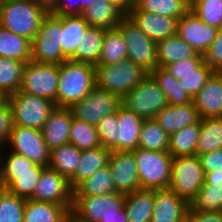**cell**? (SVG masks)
Listing matches in <instances>:
<instances>
[{"mask_svg":"<svg viewBox=\"0 0 222 222\" xmlns=\"http://www.w3.org/2000/svg\"><path fill=\"white\" fill-rule=\"evenodd\" d=\"M134 5H136L140 0H130Z\"/></svg>","mask_w":222,"mask_h":222,"instance_id":"59","label":"cell"},{"mask_svg":"<svg viewBox=\"0 0 222 222\" xmlns=\"http://www.w3.org/2000/svg\"><path fill=\"white\" fill-rule=\"evenodd\" d=\"M149 72L130 59L117 64L95 66V86L122 98Z\"/></svg>","mask_w":222,"mask_h":222,"instance_id":"3","label":"cell"},{"mask_svg":"<svg viewBox=\"0 0 222 222\" xmlns=\"http://www.w3.org/2000/svg\"><path fill=\"white\" fill-rule=\"evenodd\" d=\"M69 213L60 204L26 199L23 222H60Z\"/></svg>","mask_w":222,"mask_h":222,"instance_id":"33","label":"cell"},{"mask_svg":"<svg viewBox=\"0 0 222 222\" xmlns=\"http://www.w3.org/2000/svg\"><path fill=\"white\" fill-rule=\"evenodd\" d=\"M26 62L28 61L0 57V93L5 98L20 90Z\"/></svg>","mask_w":222,"mask_h":222,"instance_id":"40","label":"cell"},{"mask_svg":"<svg viewBox=\"0 0 222 222\" xmlns=\"http://www.w3.org/2000/svg\"><path fill=\"white\" fill-rule=\"evenodd\" d=\"M12 111L13 125L41 130L56 107L49 99L19 90L6 97Z\"/></svg>","mask_w":222,"mask_h":222,"instance_id":"6","label":"cell"},{"mask_svg":"<svg viewBox=\"0 0 222 222\" xmlns=\"http://www.w3.org/2000/svg\"><path fill=\"white\" fill-rule=\"evenodd\" d=\"M167 105L165 93L150 74L121 98V106L143 120L154 119Z\"/></svg>","mask_w":222,"mask_h":222,"instance_id":"5","label":"cell"},{"mask_svg":"<svg viewBox=\"0 0 222 222\" xmlns=\"http://www.w3.org/2000/svg\"><path fill=\"white\" fill-rule=\"evenodd\" d=\"M43 9L50 13L59 3V0H35Z\"/></svg>","mask_w":222,"mask_h":222,"instance_id":"55","label":"cell"},{"mask_svg":"<svg viewBox=\"0 0 222 222\" xmlns=\"http://www.w3.org/2000/svg\"><path fill=\"white\" fill-rule=\"evenodd\" d=\"M6 98L0 93V104H2Z\"/></svg>","mask_w":222,"mask_h":222,"instance_id":"58","label":"cell"},{"mask_svg":"<svg viewBox=\"0 0 222 222\" xmlns=\"http://www.w3.org/2000/svg\"><path fill=\"white\" fill-rule=\"evenodd\" d=\"M186 222H222V211L202 212L192 211L188 208Z\"/></svg>","mask_w":222,"mask_h":222,"instance_id":"51","label":"cell"},{"mask_svg":"<svg viewBox=\"0 0 222 222\" xmlns=\"http://www.w3.org/2000/svg\"><path fill=\"white\" fill-rule=\"evenodd\" d=\"M200 134V121L188 125L169 136V153L171 156H195Z\"/></svg>","mask_w":222,"mask_h":222,"instance_id":"35","label":"cell"},{"mask_svg":"<svg viewBox=\"0 0 222 222\" xmlns=\"http://www.w3.org/2000/svg\"><path fill=\"white\" fill-rule=\"evenodd\" d=\"M167 97L168 105L178 106L192 103L194 98L180 80L175 79L164 67H157L149 73Z\"/></svg>","mask_w":222,"mask_h":222,"instance_id":"32","label":"cell"},{"mask_svg":"<svg viewBox=\"0 0 222 222\" xmlns=\"http://www.w3.org/2000/svg\"><path fill=\"white\" fill-rule=\"evenodd\" d=\"M222 148V118L200 119V134L196 155L210 153Z\"/></svg>","mask_w":222,"mask_h":222,"instance_id":"38","label":"cell"},{"mask_svg":"<svg viewBox=\"0 0 222 222\" xmlns=\"http://www.w3.org/2000/svg\"><path fill=\"white\" fill-rule=\"evenodd\" d=\"M1 1H19V0H1Z\"/></svg>","mask_w":222,"mask_h":222,"instance_id":"61","label":"cell"},{"mask_svg":"<svg viewBox=\"0 0 222 222\" xmlns=\"http://www.w3.org/2000/svg\"><path fill=\"white\" fill-rule=\"evenodd\" d=\"M60 222H73V215L69 213L62 221Z\"/></svg>","mask_w":222,"mask_h":222,"instance_id":"57","label":"cell"},{"mask_svg":"<svg viewBox=\"0 0 222 222\" xmlns=\"http://www.w3.org/2000/svg\"><path fill=\"white\" fill-rule=\"evenodd\" d=\"M188 202L170 189L154 190L151 222H186Z\"/></svg>","mask_w":222,"mask_h":222,"instance_id":"19","label":"cell"},{"mask_svg":"<svg viewBox=\"0 0 222 222\" xmlns=\"http://www.w3.org/2000/svg\"><path fill=\"white\" fill-rule=\"evenodd\" d=\"M190 10L207 25L222 28V0H192Z\"/></svg>","mask_w":222,"mask_h":222,"instance_id":"44","label":"cell"},{"mask_svg":"<svg viewBox=\"0 0 222 222\" xmlns=\"http://www.w3.org/2000/svg\"><path fill=\"white\" fill-rule=\"evenodd\" d=\"M0 57L31 60V41L0 25Z\"/></svg>","mask_w":222,"mask_h":222,"instance_id":"39","label":"cell"},{"mask_svg":"<svg viewBox=\"0 0 222 222\" xmlns=\"http://www.w3.org/2000/svg\"><path fill=\"white\" fill-rule=\"evenodd\" d=\"M138 148L150 151L168 152L169 135L155 119L144 120L141 127Z\"/></svg>","mask_w":222,"mask_h":222,"instance_id":"41","label":"cell"},{"mask_svg":"<svg viewBox=\"0 0 222 222\" xmlns=\"http://www.w3.org/2000/svg\"><path fill=\"white\" fill-rule=\"evenodd\" d=\"M82 16L89 26L112 29L119 25L125 15L109 1L98 0L92 6L87 7Z\"/></svg>","mask_w":222,"mask_h":222,"instance_id":"31","label":"cell"},{"mask_svg":"<svg viewBox=\"0 0 222 222\" xmlns=\"http://www.w3.org/2000/svg\"><path fill=\"white\" fill-rule=\"evenodd\" d=\"M111 151L103 146L82 151L81 159L76 172L69 179V184L74 190L82 181L92 176L100 168L108 165Z\"/></svg>","mask_w":222,"mask_h":222,"instance_id":"27","label":"cell"},{"mask_svg":"<svg viewBox=\"0 0 222 222\" xmlns=\"http://www.w3.org/2000/svg\"><path fill=\"white\" fill-rule=\"evenodd\" d=\"M3 147L0 146V164H1V153H2V149Z\"/></svg>","mask_w":222,"mask_h":222,"instance_id":"60","label":"cell"},{"mask_svg":"<svg viewBox=\"0 0 222 222\" xmlns=\"http://www.w3.org/2000/svg\"><path fill=\"white\" fill-rule=\"evenodd\" d=\"M58 84L59 64L39 63L32 60L25 63L21 91L49 99L56 106Z\"/></svg>","mask_w":222,"mask_h":222,"instance_id":"8","label":"cell"},{"mask_svg":"<svg viewBox=\"0 0 222 222\" xmlns=\"http://www.w3.org/2000/svg\"><path fill=\"white\" fill-rule=\"evenodd\" d=\"M201 119L222 116V72H213L194 97Z\"/></svg>","mask_w":222,"mask_h":222,"instance_id":"20","label":"cell"},{"mask_svg":"<svg viewBox=\"0 0 222 222\" xmlns=\"http://www.w3.org/2000/svg\"><path fill=\"white\" fill-rule=\"evenodd\" d=\"M127 59V46L118 27L106 29L102 51L97 65L117 64Z\"/></svg>","mask_w":222,"mask_h":222,"instance_id":"37","label":"cell"},{"mask_svg":"<svg viewBox=\"0 0 222 222\" xmlns=\"http://www.w3.org/2000/svg\"><path fill=\"white\" fill-rule=\"evenodd\" d=\"M204 59L214 72H222V28L218 30Z\"/></svg>","mask_w":222,"mask_h":222,"instance_id":"48","label":"cell"},{"mask_svg":"<svg viewBox=\"0 0 222 222\" xmlns=\"http://www.w3.org/2000/svg\"><path fill=\"white\" fill-rule=\"evenodd\" d=\"M88 27L89 24L82 15L62 16L61 51L67 60L74 55L76 48L81 44Z\"/></svg>","mask_w":222,"mask_h":222,"instance_id":"30","label":"cell"},{"mask_svg":"<svg viewBox=\"0 0 222 222\" xmlns=\"http://www.w3.org/2000/svg\"><path fill=\"white\" fill-rule=\"evenodd\" d=\"M143 121L141 117L123 106L118 108L116 151H133L138 148Z\"/></svg>","mask_w":222,"mask_h":222,"instance_id":"24","label":"cell"},{"mask_svg":"<svg viewBox=\"0 0 222 222\" xmlns=\"http://www.w3.org/2000/svg\"><path fill=\"white\" fill-rule=\"evenodd\" d=\"M108 165L117 192L128 194L141 189L132 151H111Z\"/></svg>","mask_w":222,"mask_h":222,"instance_id":"17","label":"cell"},{"mask_svg":"<svg viewBox=\"0 0 222 222\" xmlns=\"http://www.w3.org/2000/svg\"><path fill=\"white\" fill-rule=\"evenodd\" d=\"M117 192L109 165L97 169L92 176L82 181L74 190L73 195H108Z\"/></svg>","mask_w":222,"mask_h":222,"instance_id":"36","label":"cell"},{"mask_svg":"<svg viewBox=\"0 0 222 222\" xmlns=\"http://www.w3.org/2000/svg\"><path fill=\"white\" fill-rule=\"evenodd\" d=\"M25 202L0 186V222H23Z\"/></svg>","mask_w":222,"mask_h":222,"instance_id":"45","label":"cell"},{"mask_svg":"<svg viewBox=\"0 0 222 222\" xmlns=\"http://www.w3.org/2000/svg\"><path fill=\"white\" fill-rule=\"evenodd\" d=\"M170 136L180 129L198 123L200 116L194 102L185 105H167L154 118Z\"/></svg>","mask_w":222,"mask_h":222,"instance_id":"22","label":"cell"},{"mask_svg":"<svg viewBox=\"0 0 222 222\" xmlns=\"http://www.w3.org/2000/svg\"><path fill=\"white\" fill-rule=\"evenodd\" d=\"M62 16L48 13L31 41V60L61 64L67 60L61 51Z\"/></svg>","mask_w":222,"mask_h":222,"instance_id":"7","label":"cell"},{"mask_svg":"<svg viewBox=\"0 0 222 222\" xmlns=\"http://www.w3.org/2000/svg\"><path fill=\"white\" fill-rule=\"evenodd\" d=\"M98 0H79V15L83 14V11L93 4L96 3Z\"/></svg>","mask_w":222,"mask_h":222,"instance_id":"56","label":"cell"},{"mask_svg":"<svg viewBox=\"0 0 222 222\" xmlns=\"http://www.w3.org/2000/svg\"><path fill=\"white\" fill-rule=\"evenodd\" d=\"M114 6H116L124 15L131 10L134 4L130 0H107Z\"/></svg>","mask_w":222,"mask_h":222,"instance_id":"53","label":"cell"},{"mask_svg":"<svg viewBox=\"0 0 222 222\" xmlns=\"http://www.w3.org/2000/svg\"><path fill=\"white\" fill-rule=\"evenodd\" d=\"M125 194L115 192L108 195H73L70 213L79 222H100L110 215H119L124 207Z\"/></svg>","mask_w":222,"mask_h":222,"instance_id":"10","label":"cell"},{"mask_svg":"<svg viewBox=\"0 0 222 222\" xmlns=\"http://www.w3.org/2000/svg\"><path fill=\"white\" fill-rule=\"evenodd\" d=\"M154 190L140 189L125 194L124 209L128 222H151Z\"/></svg>","mask_w":222,"mask_h":222,"instance_id":"28","label":"cell"},{"mask_svg":"<svg viewBox=\"0 0 222 222\" xmlns=\"http://www.w3.org/2000/svg\"><path fill=\"white\" fill-rule=\"evenodd\" d=\"M134 153L141 189H168L171 182L172 159L169 152L137 148Z\"/></svg>","mask_w":222,"mask_h":222,"instance_id":"4","label":"cell"},{"mask_svg":"<svg viewBox=\"0 0 222 222\" xmlns=\"http://www.w3.org/2000/svg\"><path fill=\"white\" fill-rule=\"evenodd\" d=\"M194 98L214 72L204 58H187L164 67Z\"/></svg>","mask_w":222,"mask_h":222,"instance_id":"15","label":"cell"},{"mask_svg":"<svg viewBox=\"0 0 222 222\" xmlns=\"http://www.w3.org/2000/svg\"><path fill=\"white\" fill-rule=\"evenodd\" d=\"M188 204L192 211H222V174H205L204 184Z\"/></svg>","mask_w":222,"mask_h":222,"instance_id":"23","label":"cell"},{"mask_svg":"<svg viewBox=\"0 0 222 222\" xmlns=\"http://www.w3.org/2000/svg\"><path fill=\"white\" fill-rule=\"evenodd\" d=\"M124 36L127 46V59L151 72L158 67L157 43L148 38L134 23L125 15L117 26Z\"/></svg>","mask_w":222,"mask_h":222,"instance_id":"11","label":"cell"},{"mask_svg":"<svg viewBox=\"0 0 222 222\" xmlns=\"http://www.w3.org/2000/svg\"><path fill=\"white\" fill-rule=\"evenodd\" d=\"M105 33V28L89 26L82 37L81 44L69 60L97 66Z\"/></svg>","mask_w":222,"mask_h":222,"instance_id":"29","label":"cell"},{"mask_svg":"<svg viewBox=\"0 0 222 222\" xmlns=\"http://www.w3.org/2000/svg\"><path fill=\"white\" fill-rule=\"evenodd\" d=\"M44 169L45 167L35 164L33 172L0 173V186L18 197L29 199Z\"/></svg>","mask_w":222,"mask_h":222,"instance_id":"26","label":"cell"},{"mask_svg":"<svg viewBox=\"0 0 222 222\" xmlns=\"http://www.w3.org/2000/svg\"><path fill=\"white\" fill-rule=\"evenodd\" d=\"M13 127L12 111L9 103L5 100L0 104V146L5 148L9 134Z\"/></svg>","mask_w":222,"mask_h":222,"instance_id":"50","label":"cell"},{"mask_svg":"<svg viewBox=\"0 0 222 222\" xmlns=\"http://www.w3.org/2000/svg\"><path fill=\"white\" fill-rule=\"evenodd\" d=\"M120 106L121 98L118 95L95 86L89 94L69 109L73 118L96 126L104 116L116 112Z\"/></svg>","mask_w":222,"mask_h":222,"instance_id":"12","label":"cell"},{"mask_svg":"<svg viewBox=\"0 0 222 222\" xmlns=\"http://www.w3.org/2000/svg\"><path fill=\"white\" fill-rule=\"evenodd\" d=\"M134 6L140 11L169 16L178 20L190 9V3L187 0H140Z\"/></svg>","mask_w":222,"mask_h":222,"instance_id":"42","label":"cell"},{"mask_svg":"<svg viewBox=\"0 0 222 222\" xmlns=\"http://www.w3.org/2000/svg\"><path fill=\"white\" fill-rule=\"evenodd\" d=\"M81 156L82 151L73 144L61 145L50 150L48 167L69 180L76 172Z\"/></svg>","mask_w":222,"mask_h":222,"instance_id":"34","label":"cell"},{"mask_svg":"<svg viewBox=\"0 0 222 222\" xmlns=\"http://www.w3.org/2000/svg\"><path fill=\"white\" fill-rule=\"evenodd\" d=\"M205 174H222V148L198 156Z\"/></svg>","mask_w":222,"mask_h":222,"instance_id":"49","label":"cell"},{"mask_svg":"<svg viewBox=\"0 0 222 222\" xmlns=\"http://www.w3.org/2000/svg\"><path fill=\"white\" fill-rule=\"evenodd\" d=\"M47 14L35 0L0 1V25L30 41Z\"/></svg>","mask_w":222,"mask_h":222,"instance_id":"2","label":"cell"},{"mask_svg":"<svg viewBox=\"0 0 222 222\" xmlns=\"http://www.w3.org/2000/svg\"><path fill=\"white\" fill-rule=\"evenodd\" d=\"M72 119L73 115L69 108L55 107L51 111L41 129L44 142L49 150L69 143Z\"/></svg>","mask_w":222,"mask_h":222,"instance_id":"21","label":"cell"},{"mask_svg":"<svg viewBox=\"0 0 222 222\" xmlns=\"http://www.w3.org/2000/svg\"><path fill=\"white\" fill-rule=\"evenodd\" d=\"M118 126V110L104 116L96 125L101 146L116 151V131Z\"/></svg>","mask_w":222,"mask_h":222,"instance_id":"46","label":"cell"},{"mask_svg":"<svg viewBox=\"0 0 222 222\" xmlns=\"http://www.w3.org/2000/svg\"><path fill=\"white\" fill-rule=\"evenodd\" d=\"M219 29L207 25L190 9L177 21L176 34L198 53L205 55Z\"/></svg>","mask_w":222,"mask_h":222,"instance_id":"16","label":"cell"},{"mask_svg":"<svg viewBox=\"0 0 222 222\" xmlns=\"http://www.w3.org/2000/svg\"><path fill=\"white\" fill-rule=\"evenodd\" d=\"M4 151L6 150L3 149L1 153L0 173L33 172V166L35 164L31 160L12 151L6 156L3 155Z\"/></svg>","mask_w":222,"mask_h":222,"instance_id":"47","label":"cell"},{"mask_svg":"<svg viewBox=\"0 0 222 222\" xmlns=\"http://www.w3.org/2000/svg\"><path fill=\"white\" fill-rule=\"evenodd\" d=\"M127 16L148 38L156 43L176 34L178 19L140 11L135 6L131 8Z\"/></svg>","mask_w":222,"mask_h":222,"instance_id":"18","label":"cell"},{"mask_svg":"<svg viewBox=\"0 0 222 222\" xmlns=\"http://www.w3.org/2000/svg\"><path fill=\"white\" fill-rule=\"evenodd\" d=\"M7 144L9 151L23 155L36 165L48 167L50 150L41 130L13 125Z\"/></svg>","mask_w":222,"mask_h":222,"instance_id":"13","label":"cell"},{"mask_svg":"<svg viewBox=\"0 0 222 222\" xmlns=\"http://www.w3.org/2000/svg\"><path fill=\"white\" fill-rule=\"evenodd\" d=\"M73 222H79L78 220H76L75 218H74V216H73Z\"/></svg>","mask_w":222,"mask_h":222,"instance_id":"62","label":"cell"},{"mask_svg":"<svg viewBox=\"0 0 222 222\" xmlns=\"http://www.w3.org/2000/svg\"><path fill=\"white\" fill-rule=\"evenodd\" d=\"M187 58H204V55L198 53L177 34L157 42L158 67H165Z\"/></svg>","mask_w":222,"mask_h":222,"instance_id":"25","label":"cell"},{"mask_svg":"<svg viewBox=\"0 0 222 222\" xmlns=\"http://www.w3.org/2000/svg\"><path fill=\"white\" fill-rule=\"evenodd\" d=\"M50 13L60 16L79 15V0H59L58 5Z\"/></svg>","mask_w":222,"mask_h":222,"instance_id":"52","label":"cell"},{"mask_svg":"<svg viewBox=\"0 0 222 222\" xmlns=\"http://www.w3.org/2000/svg\"><path fill=\"white\" fill-rule=\"evenodd\" d=\"M29 199L60 204L70 212L73 204V189L65 176L47 167L42 171L33 195Z\"/></svg>","mask_w":222,"mask_h":222,"instance_id":"14","label":"cell"},{"mask_svg":"<svg viewBox=\"0 0 222 222\" xmlns=\"http://www.w3.org/2000/svg\"><path fill=\"white\" fill-rule=\"evenodd\" d=\"M100 222H128L124 207L119 210V215H110L102 218Z\"/></svg>","mask_w":222,"mask_h":222,"instance_id":"54","label":"cell"},{"mask_svg":"<svg viewBox=\"0 0 222 222\" xmlns=\"http://www.w3.org/2000/svg\"><path fill=\"white\" fill-rule=\"evenodd\" d=\"M95 87V66L65 60L59 64L56 107L69 108Z\"/></svg>","mask_w":222,"mask_h":222,"instance_id":"1","label":"cell"},{"mask_svg":"<svg viewBox=\"0 0 222 222\" xmlns=\"http://www.w3.org/2000/svg\"><path fill=\"white\" fill-rule=\"evenodd\" d=\"M204 177L205 173L197 155L174 157L168 189L189 203L204 184Z\"/></svg>","mask_w":222,"mask_h":222,"instance_id":"9","label":"cell"},{"mask_svg":"<svg viewBox=\"0 0 222 222\" xmlns=\"http://www.w3.org/2000/svg\"><path fill=\"white\" fill-rule=\"evenodd\" d=\"M69 143L84 151L101 146L96 126L73 118L70 125Z\"/></svg>","mask_w":222,"mask_h":222,"instance_id":"43","label":"cell"}]
</instances>
